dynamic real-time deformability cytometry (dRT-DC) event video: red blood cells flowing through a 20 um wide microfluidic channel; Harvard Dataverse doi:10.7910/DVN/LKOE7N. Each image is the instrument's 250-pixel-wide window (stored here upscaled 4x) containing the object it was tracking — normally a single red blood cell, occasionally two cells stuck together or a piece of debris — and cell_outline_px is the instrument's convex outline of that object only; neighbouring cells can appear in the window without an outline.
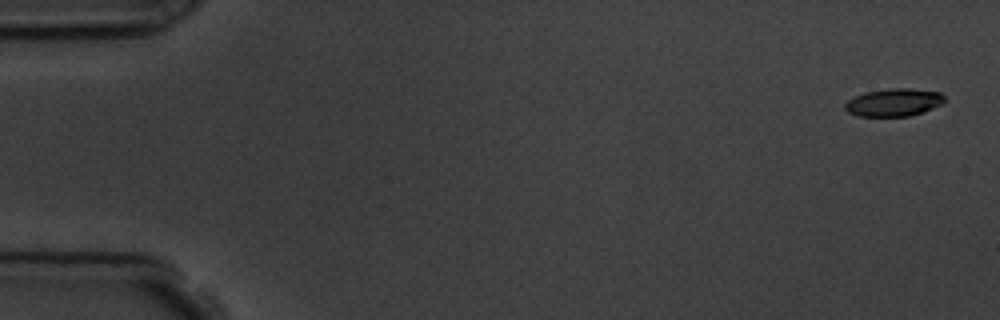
{"species": "common noctule bat (a hibernating species)", "species_latin": "Nyctalus noctula", "temperature_condition": "room temperature", "stored_images_in_passage": 6, "camera_frame_rate_fps": 3000, "um_per_image_px": 0.085, "animal": {"sex": "male", "body_mass_g": 19.5, "forearm_length_mm": 54.6}, "frame": {"image": 1, "passage_image": 1, "time_ms": 0.0, "image_size_px": [1000, 320], "cell_outline_px": [[948, 100], [944, 104], [908, 116], [860, 116], [848, 112], [844, 108], [844, 104], [848, 100], [864, 92], [888, 88], [908, 88], [940, 92]], "centroid_in_image_um": [76.0, 8.69], "position_along_channel_um": 9.0, "area_um2": 16.13}}